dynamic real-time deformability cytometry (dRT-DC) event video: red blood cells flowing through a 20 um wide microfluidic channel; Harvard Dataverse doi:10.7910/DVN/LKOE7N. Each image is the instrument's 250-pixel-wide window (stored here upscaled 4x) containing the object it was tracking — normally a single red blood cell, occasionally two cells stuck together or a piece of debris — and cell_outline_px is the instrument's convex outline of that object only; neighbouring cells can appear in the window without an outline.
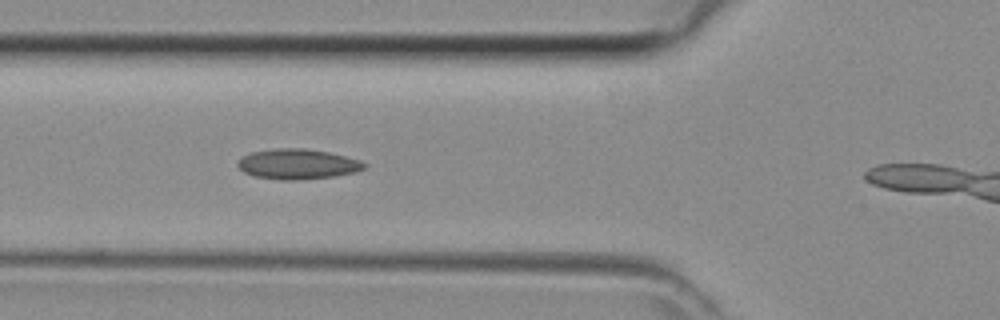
{"species": "common noctule bat (a hibernating species)", "species_latin": "Nyctalus noctula", "temperature_condition": "room temperature", "stored_images_in_passage": 16, "camera_frame_rate_fps": 3000, "um_per_image_px": 0.085, "animal": {"sex": "female", "body_mass_g": 29.2, "forearm_length_mm": 56.3}, "frame": {"image": 1, "passage_image": 10, "time_ms": 3.0, "image_size_px": [1000, 320], "cell_outline_px": [[368, 164], [364, 168], [352, 172], [336, 176], [296, 180], [280, 180], [252, 176], [244, 172], [236, 164], [244, 156], [252, 152], [276, 148], [304, 148], [328, 152], [360, 160]], "centroid_in_image_um": [25.28, 13.95], "position_along_channel_um": 100.5, "area_um2": 22.14}}
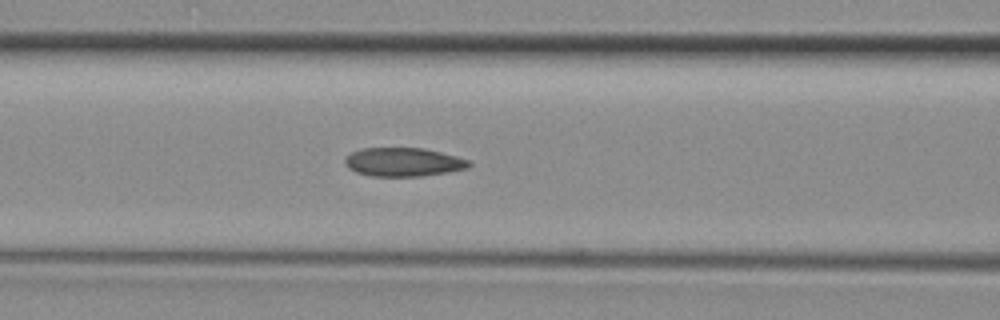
{"frame": {"image": 2, "passage_image": 12, "time_ms": 3.667, "image_size_px": [1000, 320], "cell_outline_px": [[472, 164], [468, 168], [448, 172], [420, 176], [372, 176], [356, 172], [348, 168], [344, 164], [344, 160], [352, 152], [360, 148], [424, 148], [456, 156], [468, 160]], "centroid_in_image_um": [34.27, 13.77], "position_along_channel_um": 132.3, "area_um2": 20.69}}
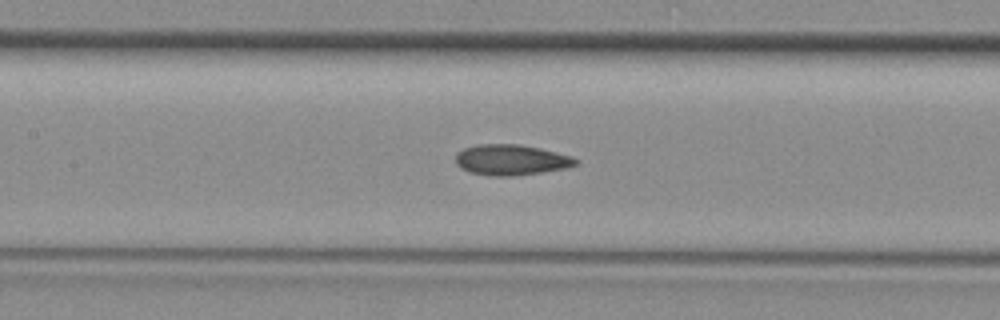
{"frame": {"image": 3, "passage_image": 14, "time_ms": 4.333, "image_size_px": [1000, 320], "cell_outline_px": [[580, 160], [576, 164], [564, 168], [540, 172], [512, 176], [492, 176], [468, 172], [460, 168], [456, 164], [456, 152], [464, 148], [480, 144], [520, 144], [540, 148], [572, 156]], "centroid_in_image_um": [43.41, 13.58], "position_along_channel_um": 164.0, "area_um2": 21.44}}